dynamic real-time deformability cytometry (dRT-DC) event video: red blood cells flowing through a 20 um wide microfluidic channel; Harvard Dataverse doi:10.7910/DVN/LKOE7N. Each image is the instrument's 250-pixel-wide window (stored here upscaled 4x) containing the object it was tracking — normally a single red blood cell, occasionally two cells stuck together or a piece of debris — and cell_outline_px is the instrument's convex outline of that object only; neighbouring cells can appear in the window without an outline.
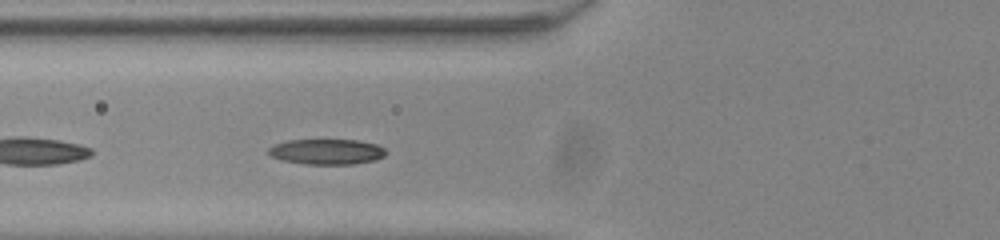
{"species": "common noctule bat (a hibernating species)", "species_latin": "Nyctalus noctula", "temperature_condition": "room temperature", "stored_images_in_passage": 36, "camera_frame_rate_fps": 3000, "um_per_image_px": 0.085, "animal": {"sex": "male", "body_mass_g": 20.0, "forearm_length_mm": 53.3}, "frame": {"image": 1, "passage_image": 5, "time_ms": 1.333, "image_size_px": [1000, 240], "cell_outline_px": [[388, 152], [384, 156], [376, 160], [352, 164], [304, 164], [280, 160], [272, 156], [268, 152], [268, 148], [276, 144], [288, 140], [356, 140], [376, 144], [384, 148]], "centroid_in_image_um": [27.79, 12.9], "position_along_channel_um": 98.0, "area_um2": 17.4}}
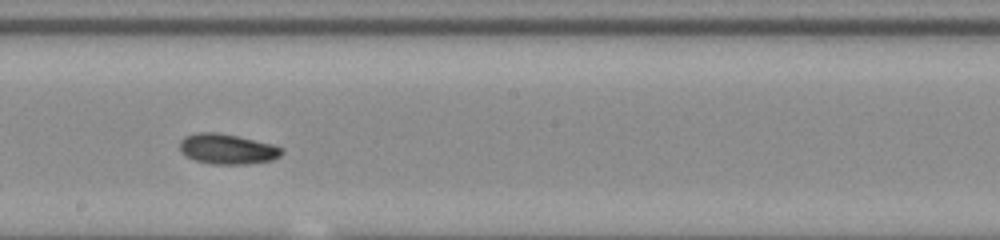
{"frame": {"image": 2, "passage_image": 15, "time_ms": 4.667, "image_size_px": [1000, 240], "cell_outline_px": [[284, 152], [280, 156], [272, 160], [248, 164], [212, 164], [196, 160], [180, 152], [180, 140], [184, 136], [196, 132], [216, 132], [236, 136], [272, 144], [284, 148]], "centroid_in_image_um": [19.33, 12.66], "position_along_channel_um": 228.9, "area_um2": 17.98}}
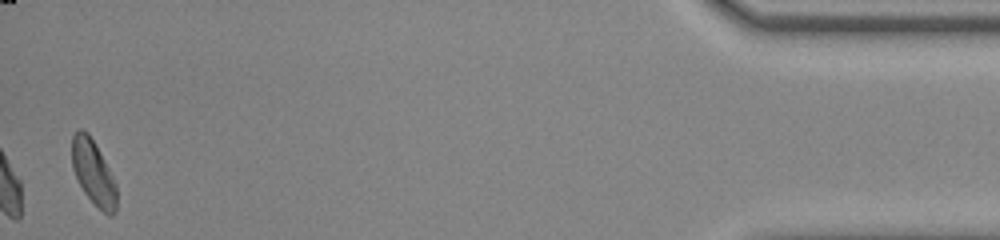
{"frame": {"image": 3, "passage_image": 36, "time_ms": 11.667, "image_size_px": [1000, 240], "cell_outline_px": [[116, 212], [112, 216], [108, 216], [84, 192], [72, 168], [72, 136], [80, 128], [88, 132], [108, 168], [116, 184]], "centroid_in_image_um": [7.93, 14.67], "position_along_channel_um": 427.3, "area_um2": 16.42}, "authors_computed_cell_mechanics": {"area_um2": 17.6001, "velocity_mm_per_s": 3.9189, "shape_relaxation_time_tau1_ms": 3.1394, "shape_relaxation_time_tau2_ms": 3.2696, "deformation_change_tau1": 0.1197, "deformation_change_tau2": 0.069}}